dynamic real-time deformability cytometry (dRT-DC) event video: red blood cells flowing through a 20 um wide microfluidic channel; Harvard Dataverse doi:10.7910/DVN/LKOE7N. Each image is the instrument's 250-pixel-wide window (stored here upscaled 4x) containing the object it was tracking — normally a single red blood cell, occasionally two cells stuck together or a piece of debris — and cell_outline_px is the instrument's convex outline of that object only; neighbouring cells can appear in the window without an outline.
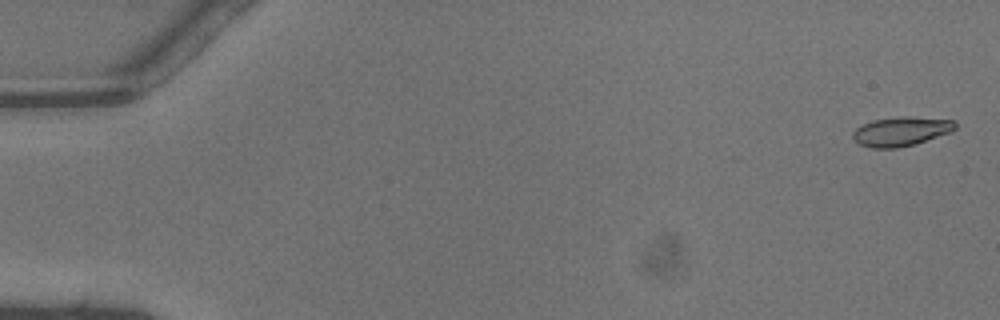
{"species": "common noctule bat (a hibernating species)", "species_latin": "Nyctalus noctula", "temperature_condition": "warm", "stored_images_in_passage": 47, "camera_frame_rate_fps": 3000, "um_per_image_px": 0.085, "animal": {"sex": "male", "body_mass_g": 13.3}, "frame": {"image": 1, "passage_image": 2, "time_ms": 0.333, "image_size_px": [1000, 320], "cell_outline_px": [[956, 128], [952, 132], [916, 144], [896, 148], [872, 148], [860, 144], [852, 140], [852, 132], [856, 128], [872, 120], [908, 116], [956, 120]], "centroid_in_image_um": [76.61, 11.17], "position_along_channel_um": 8.4, "area_um2": 17.57}}
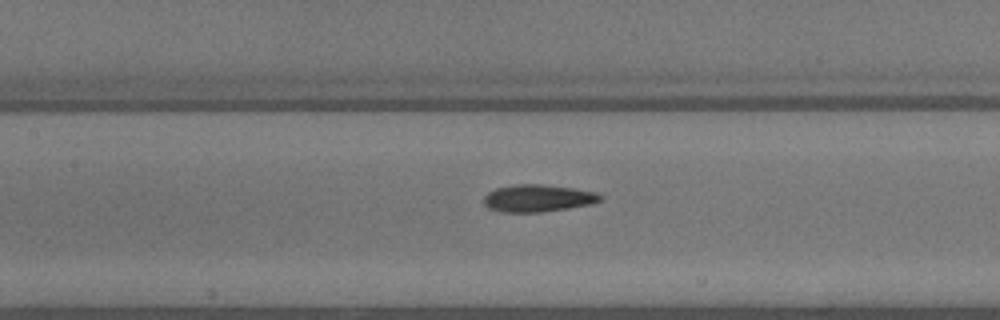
{"frame": {"image": 2, "passage_image": 23, "time_ms": 7.333, "image_size_px": [1000, 320], "cell_outline_px": [[604, 196], [600, 200], [592, 204], [568, 208], [540, 212], [500, 212], [488, 208], [484, 204], [484, 196], [488, 192], [496, 188], [516, 184], [544, 184], [572, 188], [596, 192]], "centroid_in_image_um": [45.71, 16.84], "position_along_channel_um": 161.7, "area_um2": 18.55}}
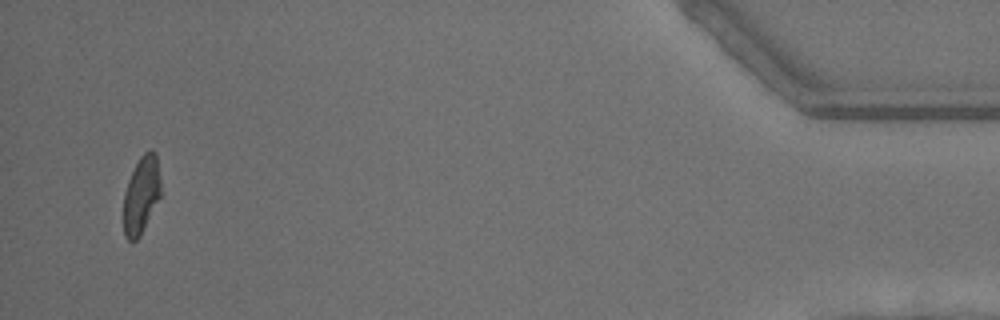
{"frame": {"image": 3, "passage_image": 46, "time_ms": 15.0, "image_size_px": [1000, 320], "cell_outline_px": [[160, 196], [140, 236], [136, 240], [128, 240], [124, 236], [124, 192], [128, 180], [140, 156], [144, 152], [152, 148], [156, 152], [160, 180]], "centroid_in_image_um": [12.01, 16.54], "position_along_channel_um": 423.2, "area_um2": 16.65}, "authors_computed_cell_mechanics": {"area_um2": 17.9758, "velocity_mm_per_s": 4.4926, "shape_relaxation_time_tau1_ms": 4.2886, "shape_relaxation_time_tau2_ms": 1.9786, "deformation_change_tau1": 0.1629, "deformation_change_tau2": 0.0905}}